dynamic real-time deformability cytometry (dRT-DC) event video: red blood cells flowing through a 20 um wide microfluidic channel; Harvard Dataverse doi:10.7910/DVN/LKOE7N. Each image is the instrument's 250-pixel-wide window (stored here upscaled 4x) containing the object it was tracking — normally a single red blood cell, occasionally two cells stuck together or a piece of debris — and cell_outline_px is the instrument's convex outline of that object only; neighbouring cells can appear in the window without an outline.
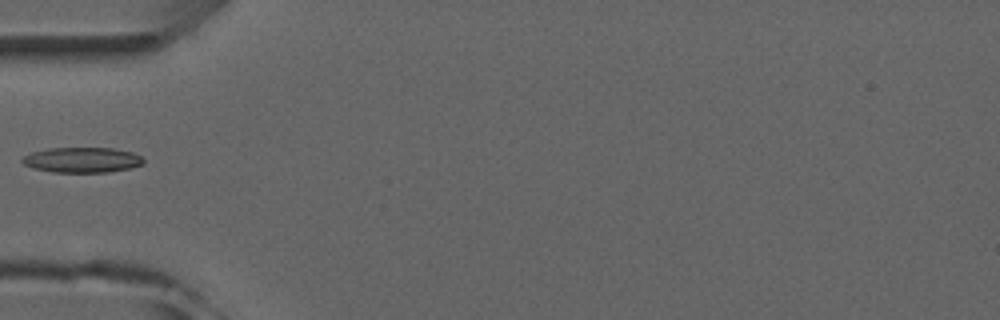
{"species": "common noctule bat (a hibernating species)", "species_latin": "Nyctalus noctula", "temperature_condition": "room temperature", "stored_images_in_passage": 7, "camera_frame_rate_fps": 3000, "um_per_image_px": 0.085, "animal": {"sex": "male", "forearm_length_mm": 52.5}, "frame": {"image": 1, "passage_image": 6, "time_ms": 6.667, "image_size_px": [1000, 320], "cell_outline_px": [[144, 164], [128, 168], [108, 172], [52, 172], [32, 168], [24, 164], [20, 160], [24, 156], [32, 152], [48, 148], [112, 148], [132, 152], [140, 156], [144, 160]], "centroid_in_image_um": [6.96, 13.59], "position_along_channel_um": 78.0, "area_um2": 17.8}}
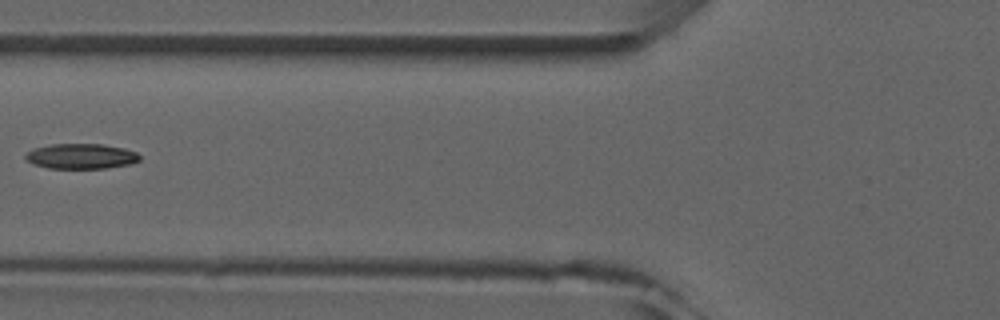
{"frame": {"image": 2, "passage_image": 7, "time_ms": 7.667, "image_size_px": [1000, 320], "cell_outline_px": [[140, 160], [132, 164], [108, 168], [48, 168], [32, 164], [24, 156], [28, 152], [36, 148], [52, 144], [100, 144], [124, 148], [136, 152], [140, 156]], "centroid_in_image_um": [6.93, 13.29], "position_along_channel_um": 118.9, "area_um2": 16.7}}